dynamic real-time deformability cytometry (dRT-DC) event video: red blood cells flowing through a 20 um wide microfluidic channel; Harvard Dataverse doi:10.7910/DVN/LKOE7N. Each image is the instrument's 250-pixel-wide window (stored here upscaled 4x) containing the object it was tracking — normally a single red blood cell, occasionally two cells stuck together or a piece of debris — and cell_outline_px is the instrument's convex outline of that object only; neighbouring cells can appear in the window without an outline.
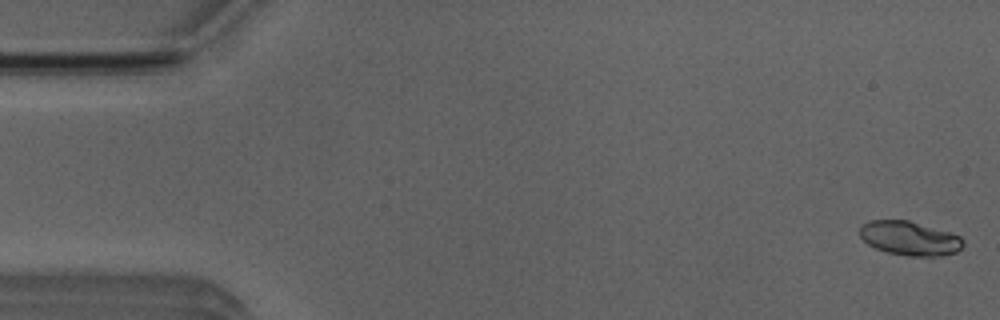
{"species": "Egyptian fruit bat (a non-hibernating species)", "species_latin": "Rousettus aegyptiacus", "temperature_condition": "room temperature", "stored_images_in_passage": 6, "camera_frame_rate_fps": 3000, "um_per_image_px": 0.085, "animal": {"sex": "male"}, "frame": {"image": 1, "passage_image": 1, "time_ms": 0.0, "image_size_px": [1000, 320], "cell_outline_px": [[964, 244], [956, 252], [940, 256], [908, 256], [888, 252], [876, 248], [868, 244], [860, 236], [860, 228], [868, 220], [908, 220], [952, 232], [960, 236], [964, 240]], "centroid_in_image_um": [77.35, 20.25], "position_along_channel_um": 7.7, "area_um2": 20.58}}